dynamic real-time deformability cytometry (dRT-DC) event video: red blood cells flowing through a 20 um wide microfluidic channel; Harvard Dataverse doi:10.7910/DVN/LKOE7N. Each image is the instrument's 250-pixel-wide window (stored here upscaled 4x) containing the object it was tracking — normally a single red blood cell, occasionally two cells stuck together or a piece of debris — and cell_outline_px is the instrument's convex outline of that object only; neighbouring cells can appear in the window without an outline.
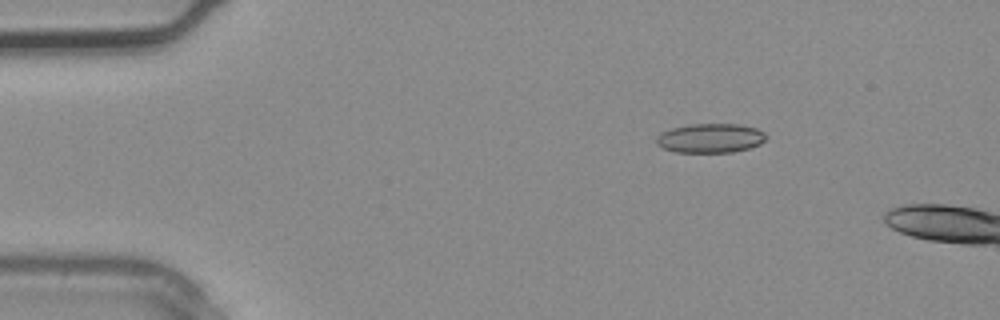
{"species": "common noctule bat (a hibernating species)", "species_latin": "Nyctalus noctula", "temperature_condition": "warm", "stored_images_in_passage": 2, "camera_frame_rate_fps": 3000, "um_per_image_px": 0.085, "animal": {"sex": "male", "body_mass_g": 20.4}, "frame": {"image": 1, "passage_image": 1, "time_ms": 0.0, "image_size_px": [1000, 320], "cell_outline_px": [[768, 136], [760, 144], [748, 148], [732, 152], [676, 152], [664, 148], [656, 144], [656, 136], [660, 132], [672, 128], [688, 124], [740, 124], [756, 128], [764, 132]], "centroid_in_image_um": [60.37, 11.73], "position_along_channel_um": 24.6, "area_um2": 18.79}}